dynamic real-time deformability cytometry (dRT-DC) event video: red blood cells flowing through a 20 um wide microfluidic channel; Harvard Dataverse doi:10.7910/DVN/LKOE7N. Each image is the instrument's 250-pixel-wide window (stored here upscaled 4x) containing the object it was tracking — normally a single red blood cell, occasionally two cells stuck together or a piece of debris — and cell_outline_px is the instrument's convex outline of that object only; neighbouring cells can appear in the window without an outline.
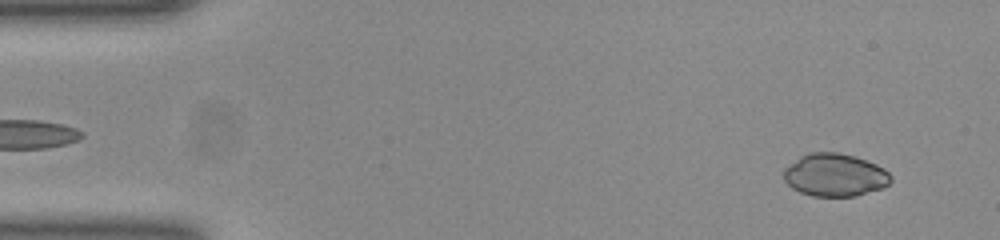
{"species": "common noctule bat (a hibernating species)", "species_latin": "Nyctalus noctula", "temperature_condition": "room temperature", "stored_images_in_passage": 51, "camera_frame_rate_fps": 3000, "um_per_image_px": 0.085, "animal": {"sex": "female", "body_mass_g": 23.0, "forearm_length_mm": 53.4}, "frame": {"image": 1, "passage_image": 3, "time_ms": 0.667, "image_size_px": [1000, 240], "cell_outline_px": [[892, 180], [884, 188], [856, 196], [812, 196], [800, 192], [792, 188], [784, 180], [784, 168], [800, 156], [808, 152], [840, 152], [856, 156], [876, 164], [884, 168], [892, 176]], "centroid_in_image_um": [70.98, 14.87], "position_along_channel_um": 14.0, "area_um2": 26.99}}
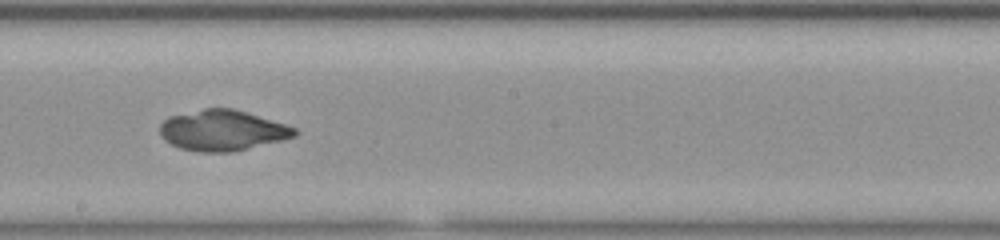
{"frame": {"image": 2, "passage_image": 28, "time_ms": 9.0, "image_size_px": [1000, 240], "cell_outline_px": [[300, 132], [296, 136], [232, 152], [200, 152], [180, 148], [164, 140], [160, 136], [160, 124], [168, 116], [204, 108], [232, 108], [284, 124], [296, 128]], "centroid_in_image_um": [18.87, 11.08], "position_along_channel_um": 229.3, "area_um2": 31.73}}
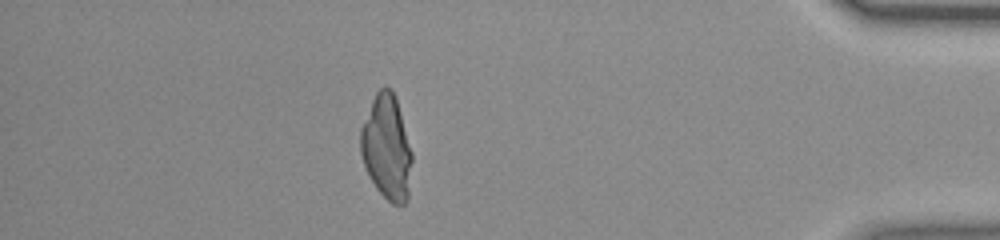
{"frame": {"image": 3, "passage_image": 45, "time_ms": 14.667, "image_size_px": [1000, 240], "cell_outline_px": [[412, 160], [408, 200], [404, 204], [392, 204], [376, 188], [364, 164], [360, 152], [360, 128], [372, 100], [376, 92], [384, 84], [392, 92], [396, 100], [412, 152]], "centroid_in_image_um": [32.87, 12.54], "position_along_channel_um": 402.3, "area_um2": 31.04}}